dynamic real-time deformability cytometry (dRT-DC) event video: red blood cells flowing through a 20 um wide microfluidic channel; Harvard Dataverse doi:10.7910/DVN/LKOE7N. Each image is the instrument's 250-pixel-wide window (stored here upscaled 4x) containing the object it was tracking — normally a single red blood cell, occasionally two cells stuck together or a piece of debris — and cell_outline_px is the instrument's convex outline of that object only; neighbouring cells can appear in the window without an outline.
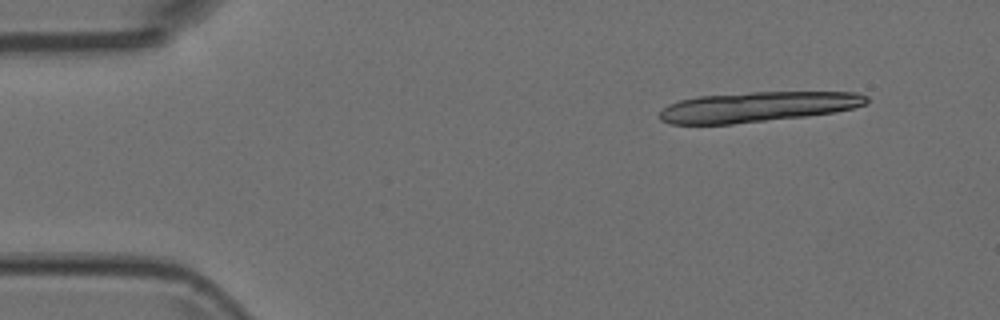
{"species": "Egyptian fruit bat (a non-hibernating species)", "species_latin": "Rousettus aegyptiacus", "temperature_condition": "room temperature", "stored_images_in_passage": 3, "camera_frame_rate_fps": 3000, "um_per_image_px": 0.085, "animal": {"sex": "female"}, "frame": {"image": 1, "passage_image": 2, "time_ms": 0.333, "image_size_px": [1000, 320], "cell_outline_px": [[868, 100], [864, 104], [852, 108], [832, 112], [804, 116], [732, 124], [672, 124], [660, 120], [660, 112], [668, 104], [680, 100], [700, 96], [752, 92], [856, 92], [868, 96]], "centroid_in_image_um": [64.36, 9.08], "position_along_channel_um": 20.6, "area_um2": 36.01}}